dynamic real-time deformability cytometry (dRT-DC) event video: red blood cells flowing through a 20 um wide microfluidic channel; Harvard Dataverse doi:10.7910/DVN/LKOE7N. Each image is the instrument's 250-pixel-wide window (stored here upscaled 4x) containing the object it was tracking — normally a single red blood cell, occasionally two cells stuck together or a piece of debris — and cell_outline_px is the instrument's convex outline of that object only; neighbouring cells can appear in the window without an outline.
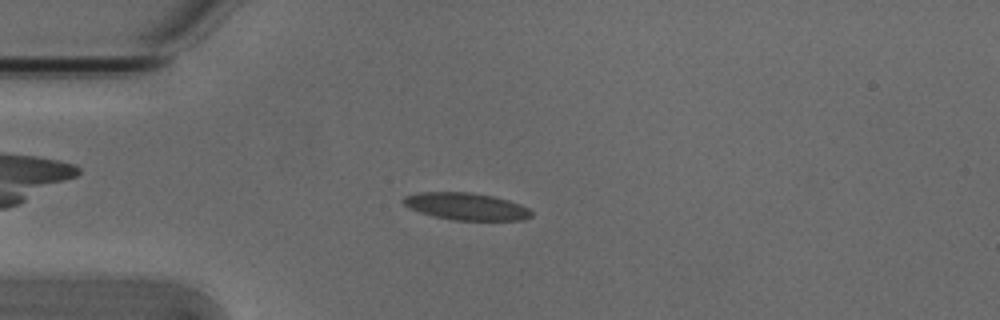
{"species": "Egyptian fruit bat (a non-hibernating species)", "species_latin": "Rousettus aegyptiacus", "temperature_condition": "cold", "stored_images_in_passage": 49, "camera_frame_rate_fps": 3000, "um_per_image_px": 0.085, "animal": {"sex": "male"}, "frame": {"image": 1, "passage_image": 9, "time_ms": 2.667, "image_size_px": [1000, 320], "cell_outline_px": [[532, 216], [524, 220], [456, 220], [436, 216], [420, 212], [404, 204], [400, 200], [404, 196], [420, 192], [468, 192], [492, 196], [508, 200], [520, 204], [528, 208], [532, 212]], "centroid_in_image_um": [39.64, 17.54], "position_along_channel_um": 45.4, "area_um2": 20.06}}
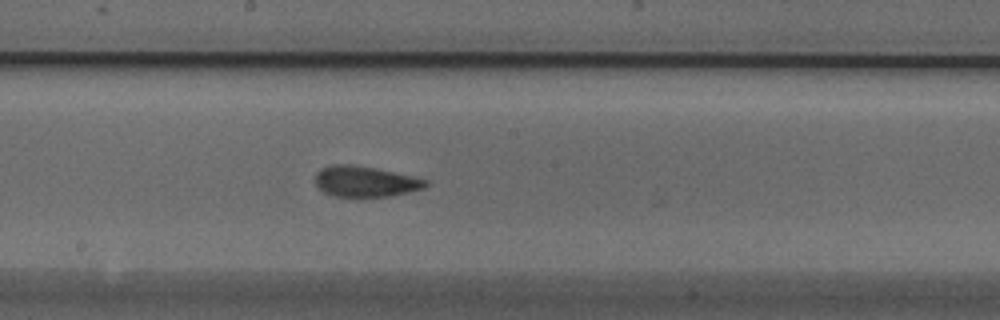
{"frame": {"image": 2, "passage_image": 24, "time_ms": 7.667, "image_size_px": [1000, 320], "cell_outline_px": [[428, 184], [424, 188], [388, 196], [356, 200], [332, 196], [324, 192], [316, 184], [316, 172], [320, 168], [336, 164], [352, 164], [412, 176], [428, 180]], "centroid_in_image_um": [30.99, 15.47], "position_along_channel_um": 217.2, "area_um2": 20.17}}
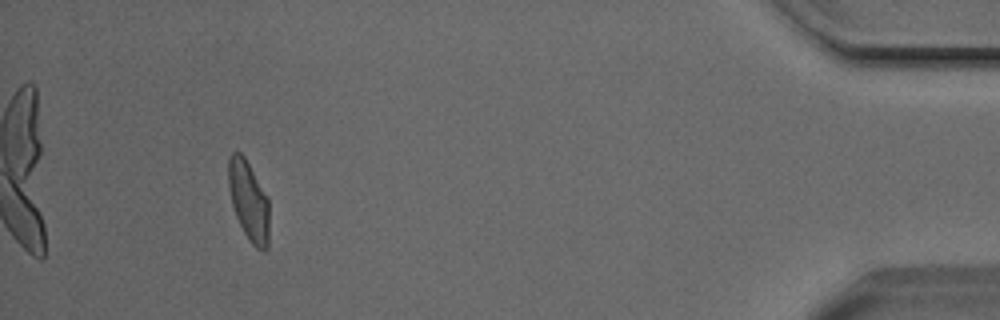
{"frame": {"image": 3, "passage_image": 45, "time_ms": 14.667, "image_size_px": [1000, 320], "cell_outline_px": [[268, 248], [264, 252], [256, 248], [252, 244], [244, 232], [236, 216], [232, 204], [228, 188], [228, 156], [232, 152], [240, 152], [244, 156], [268, 196]], "centroid_in_image_um": [21.13, 17.05], "position_along_channel_um": 414.1, "area_um2": 19.02}, "authors_computed_cell_mechanics": {"area_um2": 19.8254, "velocity_mm_per_s": 3.7978, "shape_relaxation_time_tau1_ms": 7.8288, "shape_relaxation_time_tau2_ms": 1.6378, "deformation_change_tau1": 0.1832, "deformation_change_tau2": 0.0794}}